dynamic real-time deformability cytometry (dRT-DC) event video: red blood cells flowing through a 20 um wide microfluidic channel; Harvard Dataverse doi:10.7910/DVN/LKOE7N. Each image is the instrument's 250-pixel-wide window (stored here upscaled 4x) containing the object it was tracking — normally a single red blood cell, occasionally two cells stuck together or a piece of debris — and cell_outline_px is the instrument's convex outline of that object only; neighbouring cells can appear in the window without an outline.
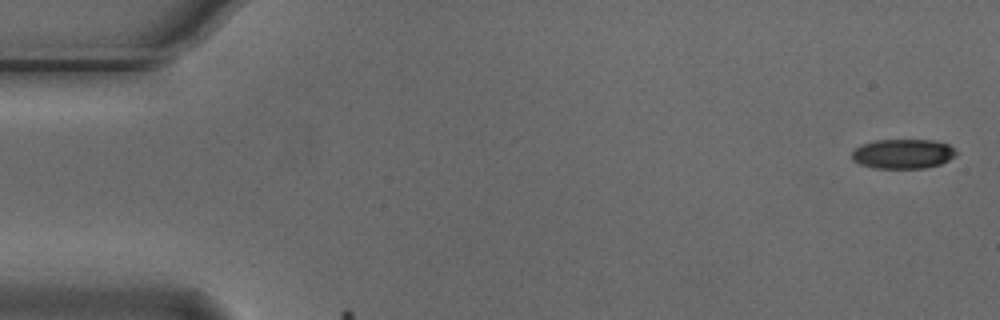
{"species": "Egyptian fruit bat (a non-hibernating species)", "species_latin": "Rousettus aegyptiacus", "temperature_condition": "cold", "stored_images_in_passage": 2, "camera_frame_rate_fps": 3000, "um_per_image_px": 0.085, "animal": {"sex": "male"}, "frame": {"image": 1, "passage_image": 1, "time_ms": 0.0, "image_size_px": [1000, 320], "cell_outline_px": [[956, 156], [940, 164], [924, 168], [876, 168], [860, 164], [852, 160], [852, 152], [856, 148], [864, 144], [876, 140], [936, 140], [948, 144], [956, 152]], "centroid_in_image_um": [76.76, 13.07], "position_along_channel_um": 8.2, "area_um2": 17.86}}